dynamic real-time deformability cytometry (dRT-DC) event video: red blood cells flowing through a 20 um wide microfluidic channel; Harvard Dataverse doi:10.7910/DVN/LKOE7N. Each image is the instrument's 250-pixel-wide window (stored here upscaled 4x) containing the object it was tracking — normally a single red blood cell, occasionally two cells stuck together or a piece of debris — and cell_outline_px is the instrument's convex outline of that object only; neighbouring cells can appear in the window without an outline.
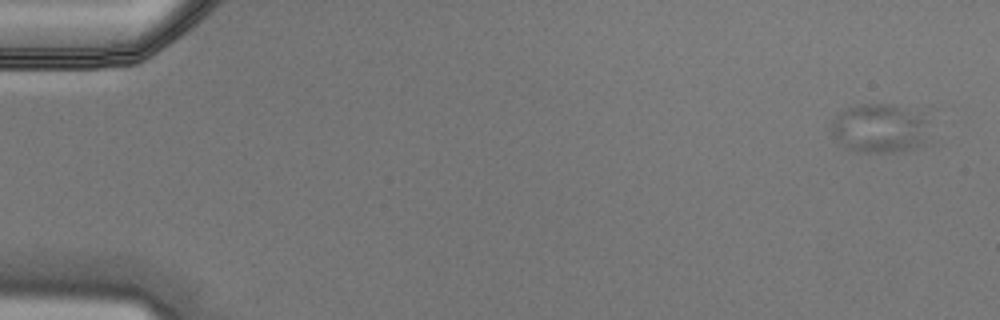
{"species": "Egyptian fruit bat (a non-hibernating species)", "species_latin": "Rousettus aegyptiacus", "temperature_condition": "cold", "stored_images_in_passage": 5, "camera_frame_rate_fps": 3000, "um_per_image_px": 0.085, "animal": {"sex": "male"}, "frame": {"image": 1, "passage_image": 1, "time_ms": 0.0, "image_size_px": [1000, 320], "cell_outline_px": [[932, 144], [904, 152], [864, 152], [844, 148], [832, 136], [832, 120], [836, 112], [860, 104], [892, 104], [928, 108]], "centroid_in_image_um": [75.0, 10.88], "position_along_channel_um": 10.0, "area_um2": 30.52}}
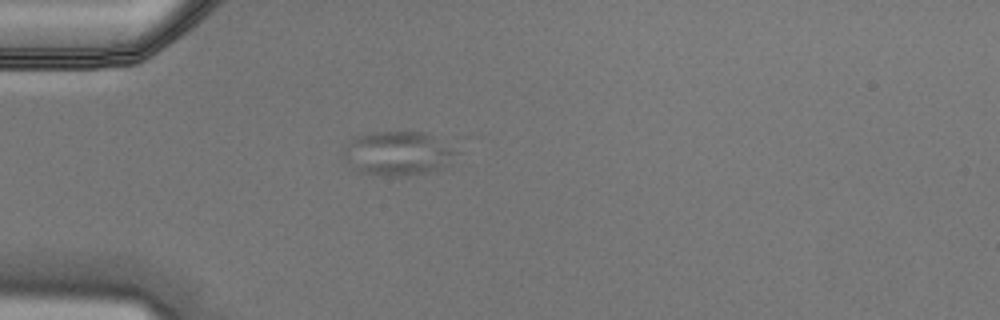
{"frame": {"image": 2, "passage_image": 4, "time_ms": 1.0, "image_size_px": [1000, 320], "cell_outline_px": [[460, 152], [452, 164], [428, 172], [408, 176], [392, 176], [360, 172], [352, 168], [340, 156], [348, 144], [356, 136], [372, 132], [424, 132], [456, 148]], "centroid_in_image_um": [33.85, 13.05], "position_along_channel_um": 51.1, "area_um2": 29.3}}